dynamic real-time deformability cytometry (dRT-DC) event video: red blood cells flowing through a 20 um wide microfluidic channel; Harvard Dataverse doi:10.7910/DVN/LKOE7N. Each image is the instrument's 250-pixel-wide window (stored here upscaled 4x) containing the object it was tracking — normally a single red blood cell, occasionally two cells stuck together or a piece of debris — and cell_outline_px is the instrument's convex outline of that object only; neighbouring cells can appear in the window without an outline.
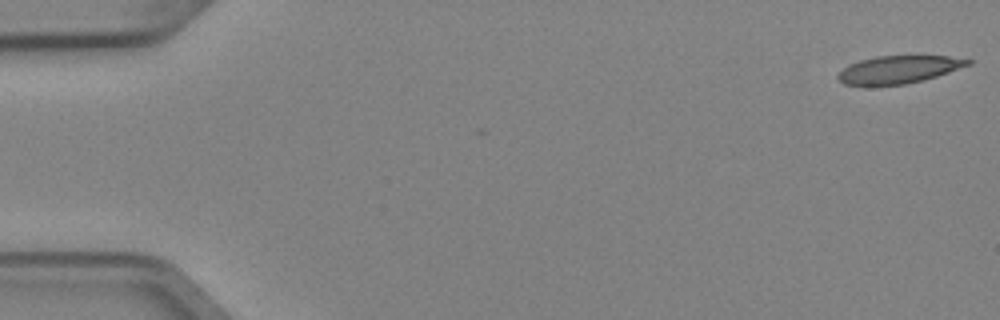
{"species": "Egyptian fruit bat (a non-hibernating species)", "species_latin": "Rousettus aegyptiacus", "temperature_condition": "cold", "stored_images_in_passage": 4, "camera_frame_rate_fps": 3000, "um_per_image_px": 0.085, "animal": {"sex": "female"}, "frame": {"image": 1, "passage_image": 1, "time_ms": 0.0, "image_size_px": [1000, 320], "cell_outline_px": [[972, 64], [936, 76], [904, 84], [844, 84], [836, 76], [848, 64], [860, 60], [876, 56], [948, 56], [972, 60]], "centroid_in_image_um": [76.4, 5.88], "position_along_channel_um": 8.6, "area_um2": 20.4}}
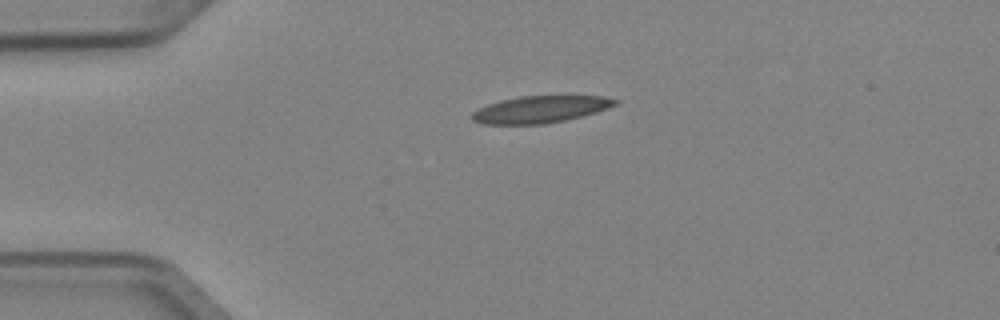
{"frame": {"image": 2, "passage_image": 4, "time_ms": 1.0, "image_size_px": [1000, 320], "cell_outline_px": [[620, 100], [616, 104], [596, 112], [564, 120], [544, 124], [484, 124], [472, 120], [472, 112], [488, 104], [500, 100], [520, 96], [568, 92], [604, 96]], "centroid_in_image_um": [46.02, 9.22], "position_along_channel_um": 39.0, "area_um2": 23.47}}